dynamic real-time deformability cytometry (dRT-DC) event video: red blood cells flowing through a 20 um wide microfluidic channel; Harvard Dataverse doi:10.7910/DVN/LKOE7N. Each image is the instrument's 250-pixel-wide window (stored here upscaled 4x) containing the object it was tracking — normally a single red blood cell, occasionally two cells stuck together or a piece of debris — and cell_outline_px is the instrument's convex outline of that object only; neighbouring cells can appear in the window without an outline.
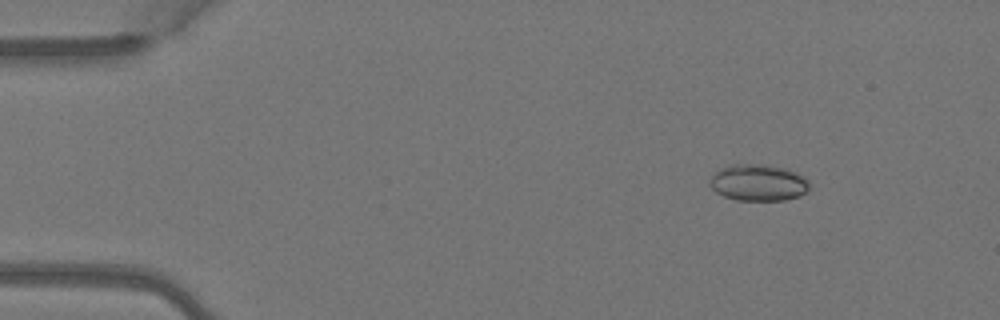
{"species": "Egyptian fruit bat (a non-hibernating species)", "species_latin": "Rousettus aegyptiacus", "temperature_condition": "warm", "stored_images_in_passage": 4, "camera_frame_rate_fps": 3000, "um_per_image_px": 0.085, "animal": {"sex": "female"}, "frame": {"image": 1, "passage_image": 2, "time_ms": 0.333, "image_size_px": [1000, 320], "cell_outline_px": [[808, 188], [800, 196], [784, 200], [736, 200], [724, 196], [716, 192], [708, 184], [712, 176], [720, 168], [732, 164], [764, 164], [788, 168], [804, 176], [808, 180]], "centroid_in_image_um": [64.45, 15.51], "position_along_channel_um": 20.5, "area_um2": 21.33}}